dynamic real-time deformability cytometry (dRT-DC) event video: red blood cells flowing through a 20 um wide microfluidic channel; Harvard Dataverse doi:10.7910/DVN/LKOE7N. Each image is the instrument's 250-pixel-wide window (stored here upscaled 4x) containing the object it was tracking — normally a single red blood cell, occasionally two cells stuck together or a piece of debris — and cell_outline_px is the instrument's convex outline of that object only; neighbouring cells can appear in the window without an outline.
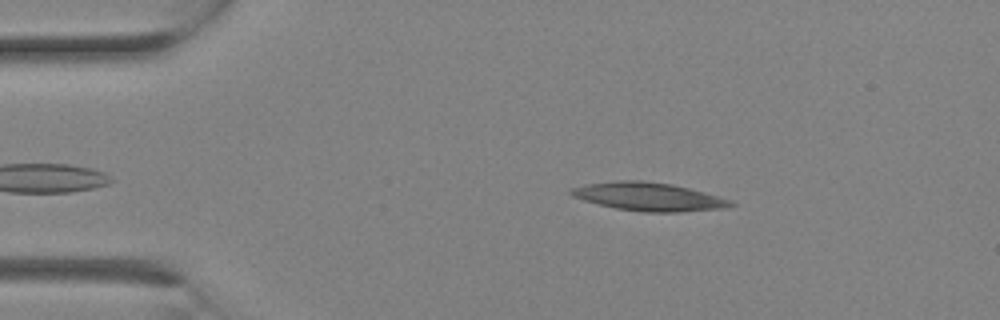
{"species": "Egyptian fruit bat (a non-hibernating species)", "species_latin": "Rousettus aegyptiacus", "temperature_condition": "room temperature", "stored_images_in_passage": 8, "camera_frame_rate_fps": 3000, "um_per_image_px": 0.085, "animal": {"sex": "female"}, "frame": {"image": 1, "passage_image": 2, "time_ms": 0.333, "image_size_px": [1000, 320], "cell_outline_px": [[736, 204], [724, 208], [680, 212], [644, 212], [616, 208], [584, 200], [572, 196], [568, 192], [568, 188], [584, 184], [616, 180], [644, 180], [672, 184], [704, 192], [732, 200]], "centroid_in_image_um": [55.1, 16.7], "position_along_channel_um": 29.9, "area_um2": 26.41}}
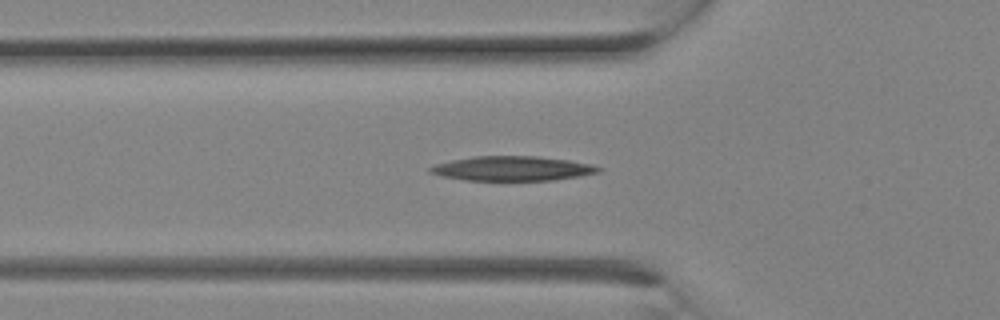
{"frame": {"image": 2, "passage_image": 6, "time_ms": 1.667, "image_size_px": [1000, 320], "cell_outline_px": [[604, 168], [600, 172], [580, 176], [552, 180], [464, 180], [440, 176], [428, 172], [428, 168], [436, 164], [452, 160], [472, 156], [536, 156], [568, 160], [592, 164]], "centroid_in_image_um": [43.55, 14.32], "position_along_channel_um": 82.3, "area_um2": 24.16}}
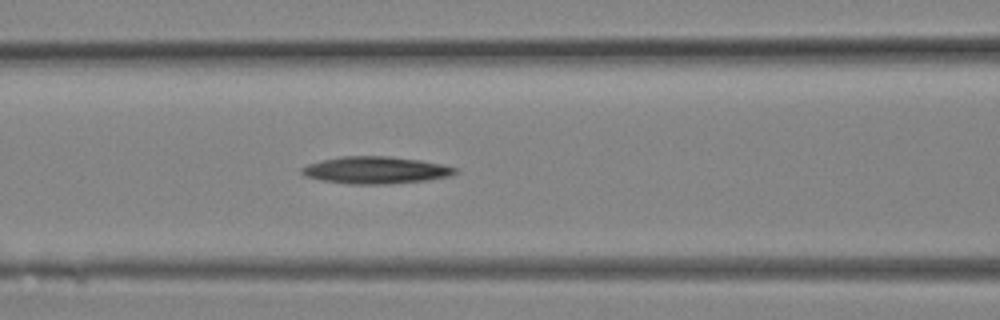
{"frame": {"image": 3, "passage_image": 8, "time_ms": 2.333, "image_size_px": [1000, 320], "cell_outline_px": [[460, 172], [452, 176], [428, 180], [388, 184], [352, 184], [324, 180], [304, 176], [300, 172], [300, 168], [308, 164], [320, 160], [340, 156], [388, 156], [420, 160], [444, 164], [460, 168]], "centroid_in_image_um": [32.0, 14.45], "position_along_channel_um": 134.6, "area_um2": 24.57}}